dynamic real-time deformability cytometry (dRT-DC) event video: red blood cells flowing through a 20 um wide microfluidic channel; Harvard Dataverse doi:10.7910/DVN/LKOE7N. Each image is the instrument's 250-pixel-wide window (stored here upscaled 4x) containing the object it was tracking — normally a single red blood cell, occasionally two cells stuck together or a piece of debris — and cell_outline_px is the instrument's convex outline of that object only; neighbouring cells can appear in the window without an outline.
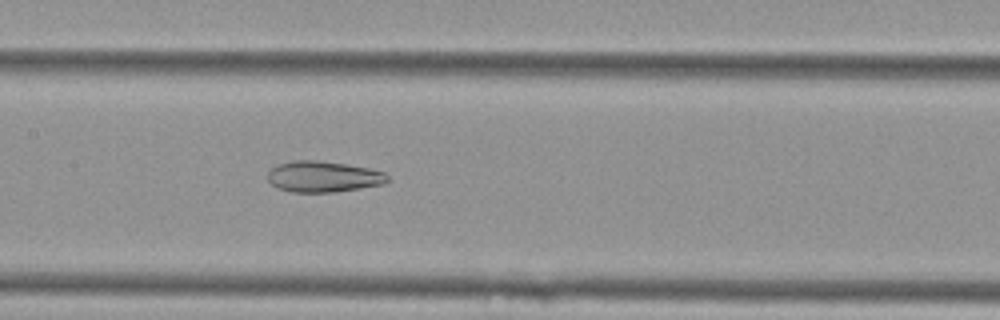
{"species": "Egyptian fruit bat (a non-hibernating species)", "species_latin": "Rousettus aegyptiacus", "temperature_condition": "cold", "stored_images_in_passage": 36, "camera_frame_rate_fps": 3000, "um_per_image_px": 0.085, "animal": {"sex": "female"}, "frame": {"image": 1, "passage_image": 9, "time_ms": 2.667, "image_size_px": [1000, 320], "cell_outline_px": [[388, 180], [384, 184], [336, 192], [292, 192], [276, 188], [268, 180], [268, 172], [272, 168], [280, 164], [292, 160], [316, 160], [348, 164], [368, 168], [384, 172], [388, 176]], "centroid_in_image_um": [27.47, 15.01], "position_along_channel_um": 179.9, "area_um2": 21.68}}
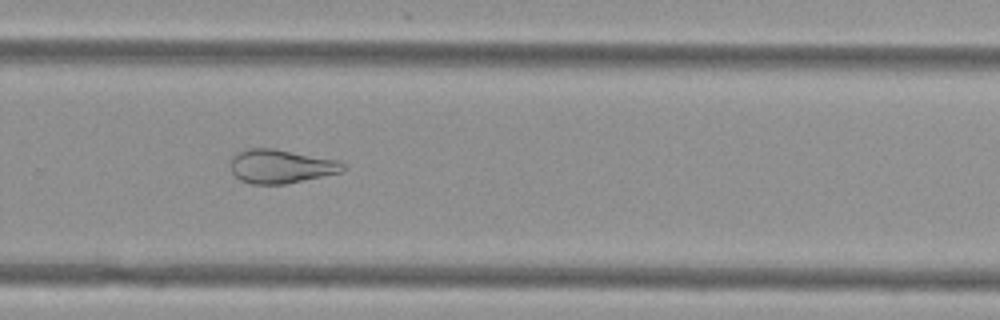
{"frame": {"image": 2, "passage_image": 19, "time_ms": 6.0, "image_size_px": [1000, 320], "cell_outline_px": [[344, 168], [340, 172], [284, 184], [252, 184], [240, 180], [232, 172], [232, 156], [236, 152], [244, 148], [276, 148], [336, 160], [344, 164]], "centroid_in_image_um": [23.82, 14.12], "position_along_channel_um": 306.0, "area_um2": 21.96}}
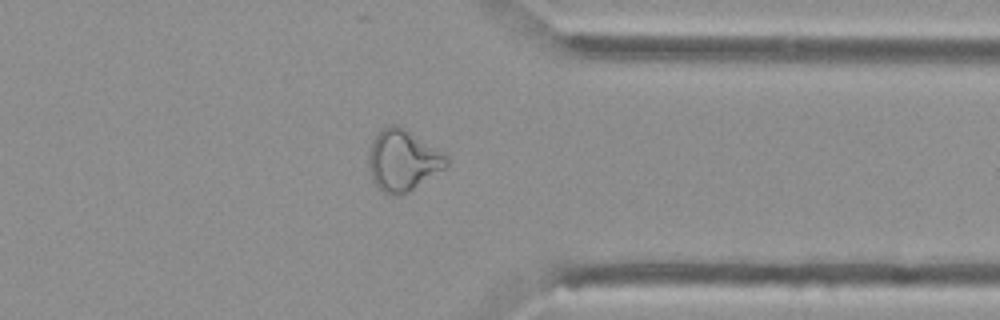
{"frame": {"image": 3, "passage_image": 25, "time_ms": 8.0, "image_size_px": [1000, 320], "cell_outline_px": [[452, 160], [444, 168], [408, 192], [392, 196], [388, 196], [372, 180], [368, 172], [368, 152], [372, 140], [380, 128], [388, 124], [396, 124], [404, 128], [448, 156]], "centroid_in_image_um": [34.19, 13.62], "position_along_channel_um": 377.2, "area_um2": 27.8}}